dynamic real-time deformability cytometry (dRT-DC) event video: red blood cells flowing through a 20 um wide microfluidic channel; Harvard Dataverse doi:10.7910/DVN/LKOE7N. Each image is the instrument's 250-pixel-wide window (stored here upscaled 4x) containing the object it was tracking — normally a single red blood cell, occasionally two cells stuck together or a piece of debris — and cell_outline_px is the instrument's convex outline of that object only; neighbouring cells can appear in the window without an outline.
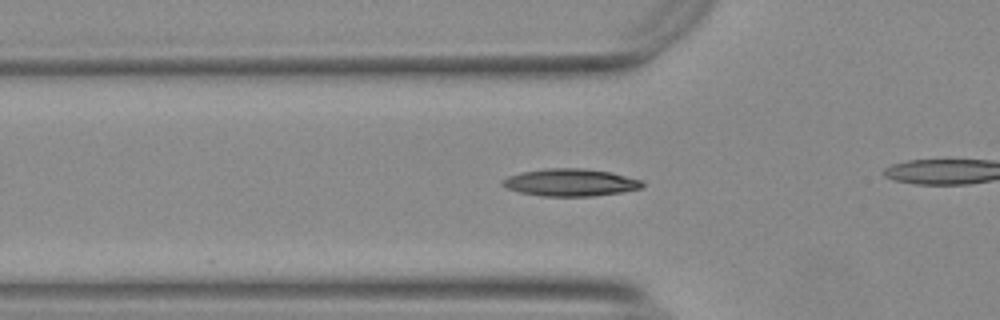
{"species": "Egyptian fruit bat (a non-hibernating species)", "species_latin": "Rousettus aegyptiacus", "temperature_condition": "warm", "stored_images_in_passage": 43, "camera_frame_rate_fps": 3000, "um_per_image_px": 0.085, "animal": {"sex": "female"}, "frame": {"image": 1, "passage_image": 18, "time_ms": 5.667, "image_size_px": [1000, 320], "cell_outline_px": [[644, 184], [640, 188], [620, 192], [592, 196], [540, 196], [520, 192], [508, 188], [500, 184], [500, 180], [508, 176], [524, 172], [544, 168], [584, 168], [608, 172], [644, 180]], "centroid_in_image_um": [48.46, 15.51], "position_along_channel_um": 77.3, "area_um2": 22.2}}
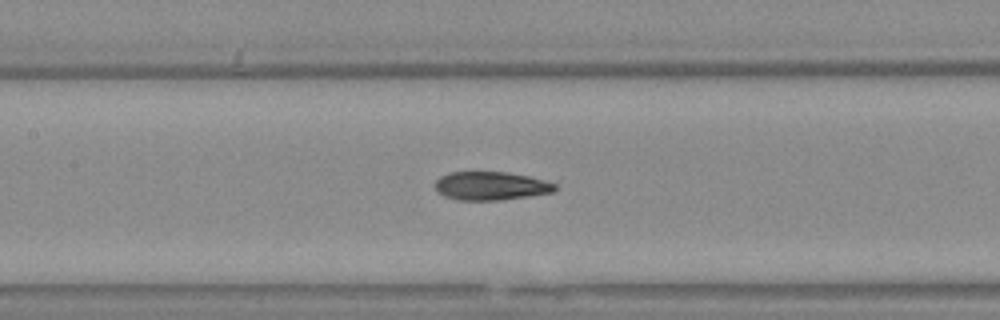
{"frame": {"image": 2, "passage_image": 25, "time_ms": 8.0, "image_size_px": [1000, 320], "cell_outline_px": [[556, 188], [552, 192], [528, 196], [500, 200], [460, 200], [444, 196], [436, 188], [436, 180], [440, 176], [448, 172], [508, 172], [528, 176], [544, 180], [556, 184]], "centroid_in_image_um": [41.72, 15.79], "position_along_channel_um": 165.7, "area_um2": 19.71}}
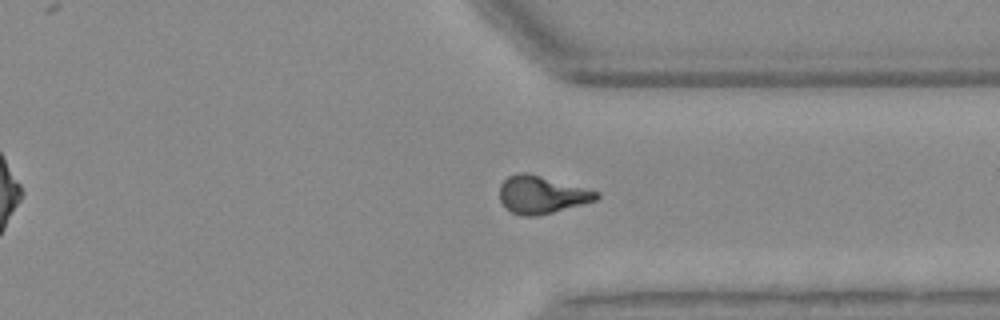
{"frame": {"image": 3, "passage_image": 41, "time_ms": 13.333, "image_size_px": [1000, 320], "cell_outline_px": [[600, 196], [596, 200], [552, 212], [536, 216], [520, 216], [512, 212], [500, 200], [500, 184], [508, 176], [520, 172], [528, 172], [600, 192]], "centroid_in_image_um": [46.03, 16.54], "position_along_channel_um": 365.4, "area_um2": 21.04}}